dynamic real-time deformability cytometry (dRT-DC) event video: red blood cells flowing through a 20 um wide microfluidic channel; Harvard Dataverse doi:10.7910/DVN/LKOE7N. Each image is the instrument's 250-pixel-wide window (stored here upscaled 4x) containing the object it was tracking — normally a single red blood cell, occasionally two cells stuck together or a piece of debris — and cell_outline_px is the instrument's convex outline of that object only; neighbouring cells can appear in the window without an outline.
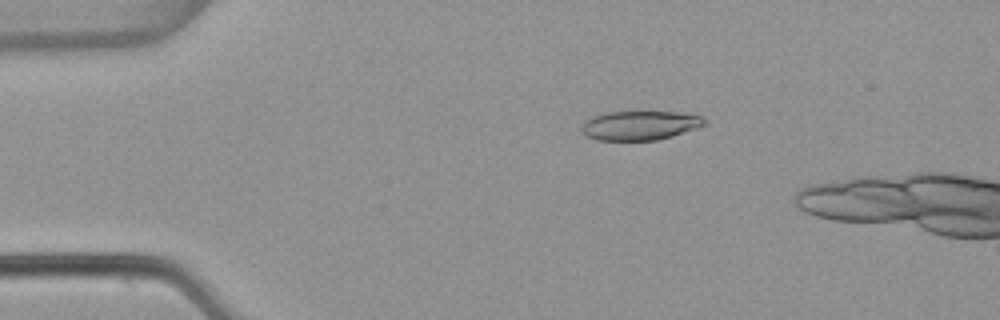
{"species": "common noctule bat (a hibernating species)", "species_latin": "Nyctalus noctula", "temperature_condition": "warm", "stored_images_in_passage": 5, "camera_frame_rate_fps": 3000, "um_per_image_px": 0.085, "animal": {"sex": "female", "body_mass_g": 22.7, "forearm_length_mm": 54.2}, "frame": {"image": 1, "passage_image": 3, "time_ms": 0.667, "image_size_px": [1000, 320], "cell_outline_px": [[708, 124], [672, 136], [656, 140], [596, 140], [584, 136], [580, 132], [580, 128], [588, 120], [596, 116], [608, 112], [676, 112], [704, 116], [708, 120]], "centroid_in_image_um": [54.43, 10.67], "position_along_channel_um": 30.6, "area_um2": 20.92}}